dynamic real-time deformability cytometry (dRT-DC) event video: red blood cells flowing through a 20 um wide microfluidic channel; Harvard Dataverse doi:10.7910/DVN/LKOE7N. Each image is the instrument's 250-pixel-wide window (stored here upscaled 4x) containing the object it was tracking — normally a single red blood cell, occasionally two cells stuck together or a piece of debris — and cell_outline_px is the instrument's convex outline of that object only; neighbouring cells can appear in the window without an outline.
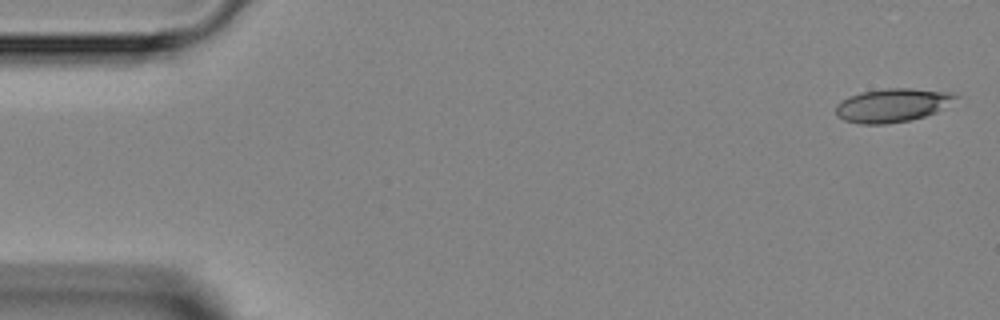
{"species": "Egyptian fruit bat (a non-hibernating species)", "species_latin": "Rousettus aegyptiacus", "temperature_condition": "room temperature", "stored_images_in_passage": 18, "camera_frame_rate_fps": 3000, "um_per_image_px": 0.085, "animal": {"sex": "female"}, "frame": {"image": 1, "passage_image": 1, "time_ms": 0.0, "image_size_px": [1000, 320], "cell_outline_px": [[960, 96], [936, 112], [912, 120], [884, 124], [860, 124], [844, 120], [836, 116], [836, 104], [840, 100], [848, 96], [860, 92], [884, 88], [912, 88], [956, 92]], "centroid_in_image_um": [75.84, 8.93], "position_along_channel_um": 9.2, "area_um2": 23.76}}
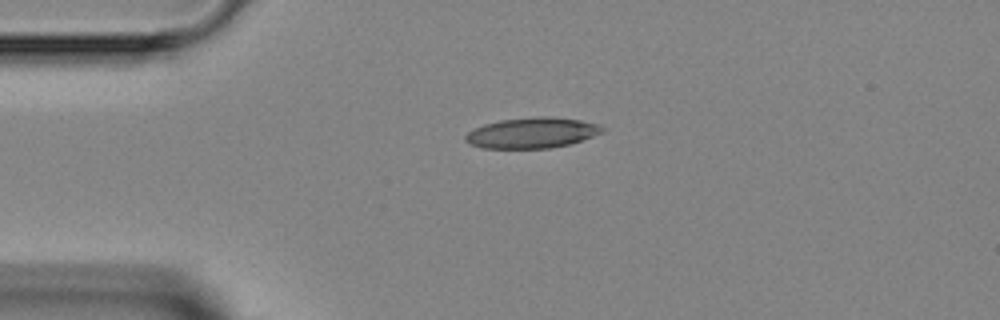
{"frame": {"image": 2, "passage_image": 10, "time_ms": 3.0, "image_size_px": [1000, 320], "cell_outline_px": [[604, 132], [568, 144], [548, 148], [480, 148], [468, 144], [464, 140], [464, 136], [468, 132], [484, 124], [500, 120], [540, 116], [548, 116], [580, 120], [600, 124], [604, 128]], "centroid_in_image_um": [45.19, 11.29], "position_along_channel_um": 39.8, "area_um2": 24.33}}
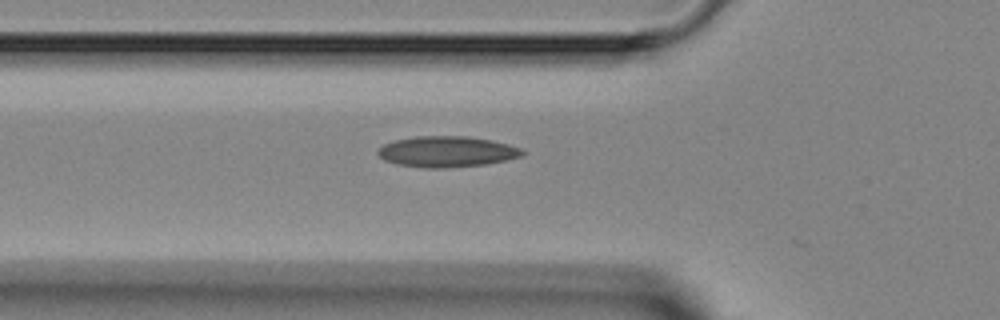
{"frame": {"image": 3, "passage_image": 15, "time_ms": 4.667, "image_size_px": [1000, 320], "cell_outline_px": [[524, 152], [520, 156], [508, 160], [484, 164], [444, 168], [424, 168], [396, 164], [384, 160], [376, 152], [384, 144], [396, 140], [416, 136], [468, 136], [492, 140], [508, 144], [520, 148]], "centroid_in_image_um": [37.97, 12.89], "position_along_channel_um": 87.8, "area_um2": 25.89}}